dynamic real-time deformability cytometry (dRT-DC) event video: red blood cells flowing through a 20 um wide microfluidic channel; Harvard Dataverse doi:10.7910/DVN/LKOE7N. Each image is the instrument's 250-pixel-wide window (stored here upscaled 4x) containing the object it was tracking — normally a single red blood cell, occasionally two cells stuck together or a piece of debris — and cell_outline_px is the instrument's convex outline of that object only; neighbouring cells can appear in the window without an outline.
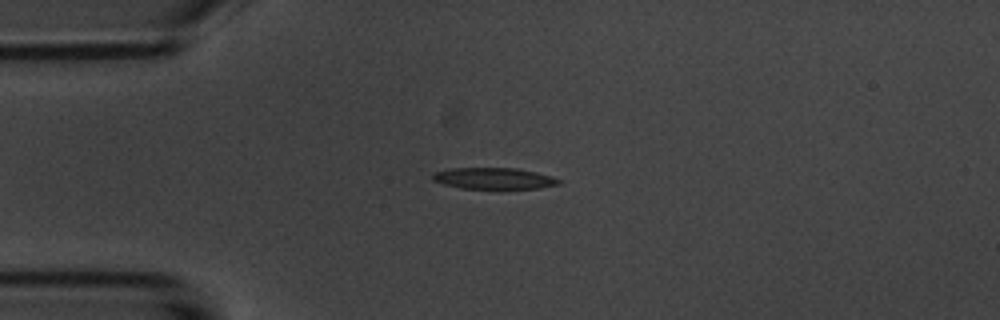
{"species": "common noctule bat (a hibernating species)", "species_latin": "Nyctalus noctula", "temperature_condition": "room temperature", "stored_images_in_passage": 6, "camera_frame_rate_fps": 3000, "um_per_image_px": 0.085, "animal": {"sex": "male", "body_mass_g": 20.1, "forearm_length_mm": 53.5}, "frame": {"image": 1, "passage_image": 3, "time_ms": 2.333, "image_size_px": [1000, 320], "cell_outline_px": [[564, 180], [560, 184], [540, 188], [500, 192], [460, 188], [444, 184], [432, 180], [432, 172], [452, 168], [516, 168], [536, 172], [552, 176]], "centroid_in_image_um": [42.03, 15.22], "position_along_channel_um": 43.0, "area_um2": 16.88}}
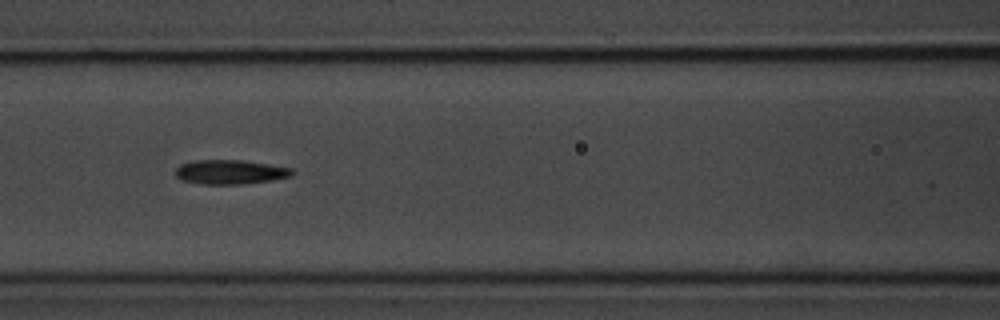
{"frame": {"image": 2, "passage_image": 6, "time_ms": 5.667, "image_size_px": [1000, 320], "cell_outline_px": [[296, 172], [292, 176], [272, 180], [244, 184], [200, 184], [180, 180], [176, 176], [176, 168], [180, 164], [196, 160], [240, 160], [268, 164], [292, 168]], "centroid_in_image_um": [19.57, 14.62], "position_along_channel_um": 147.0, "area_um2": 16.65}}